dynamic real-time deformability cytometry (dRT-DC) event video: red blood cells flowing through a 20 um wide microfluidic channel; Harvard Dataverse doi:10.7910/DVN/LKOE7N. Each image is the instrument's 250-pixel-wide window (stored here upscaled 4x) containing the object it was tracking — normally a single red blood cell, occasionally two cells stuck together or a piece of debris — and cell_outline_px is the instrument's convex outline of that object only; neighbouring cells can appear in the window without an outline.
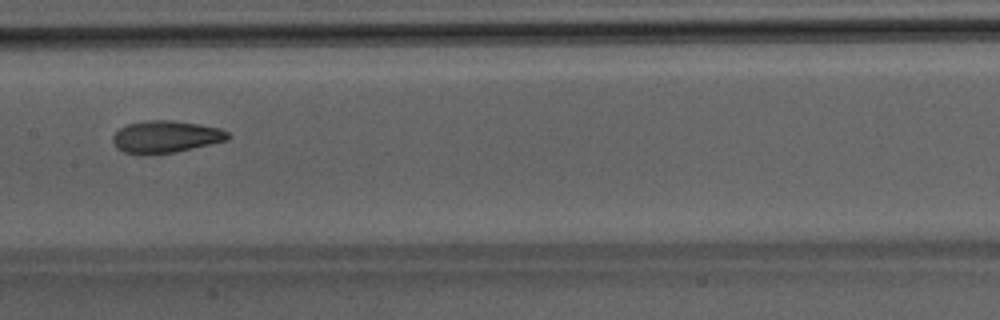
{"species": "Egyptian fruit bat (a non-hibernating species)", "species_latin": "Rousettus aegyptiacus", "temperature_condition": "room temperature", "stored_images_in_passage": 49, "camera_frame_rate_fps": 3000, "um_per_image_px": 0.085, "animal": {"sex": "male"}, "frame": {"image": 1, "passage_image": 25, "time_ms": 8.0, "image_size_px": [1000, 320], "cell_outline_px": [[228, 140], [176, 152], [140, 156], [124, 152], [116, 148], [112, 140], [112, 136], [120, 128], [128, 124], [152, 120], [172, 120], [220, 128], [228, 132]], "centroid_in_image_um": [14.04, 11.65], "position_along_channel_um": 193.4, "area_um2": 21.62}}
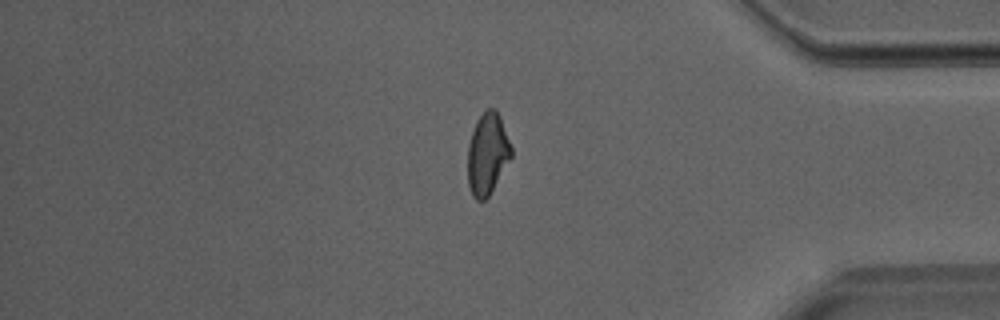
{"frame": {"image": 2, "passage_image": 41, "time_ms": 13.333, "image_size_px": [1000, 320], "cell_outline_px": [[512, 156], [488, 196], [484, 200], [476, 200], [472, 196], [468, 184], [468, 144], [476, 120], [488, 108], [492, 108], [500, 116], [512, 148]], "centroid_in_image_um": [41.42, 13.08], "position_along_channel_um": 393.8, "area_um2": 20.46}}
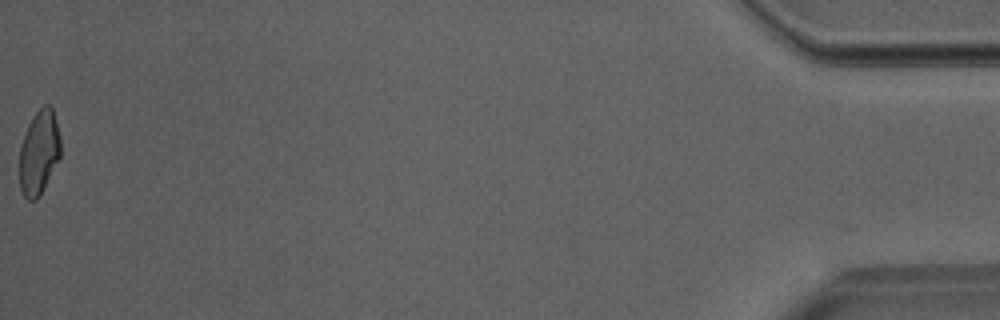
{"frame": {"image": 3, "passage_image": 49, "time_ms": 16.0, "image_size_px": [1000, 320], "cell_outline_px": [[60, 156], [40, 196], [36, 200], [28, 200], [24, 196], [20, 188], [20, 148], [28, 124], [32, 116], [44, 104], [48, 104], [52, 108], [56, 120], [60, 136]], "centroid_in_image_um": [3.32, 12.95], "position_along_channel_um": 431.9, "area_um2": 20.06}}